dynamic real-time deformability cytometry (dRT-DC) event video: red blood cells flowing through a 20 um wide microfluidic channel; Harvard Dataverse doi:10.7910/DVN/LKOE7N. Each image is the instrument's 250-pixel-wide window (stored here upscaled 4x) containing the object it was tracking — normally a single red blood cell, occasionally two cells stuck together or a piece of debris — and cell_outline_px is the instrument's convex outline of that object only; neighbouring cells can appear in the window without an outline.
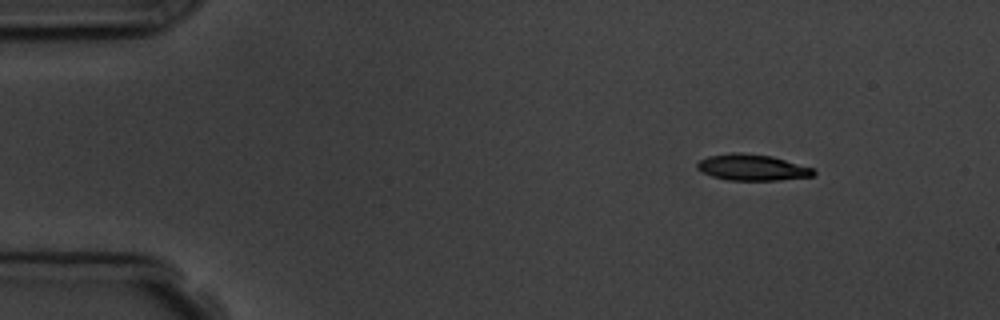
{"species": "common noctule bat (a hibernating species)", "species_latin": "Nyctalus noctula", "temperature_condition": "room temperature", "stored_images_in_passage": 9, "camera_frame_rate_fps": 3000, "um_per_image_px": 0.085, "animal": {"sex": "male", "body_mass_g": 19.5, "forearm_length_mm": 54.6}, "frame": {"image": 1, "passage_image": 1, "time_ms": 0.0, "image_size_px": [1000, 320], "cell_outline_px": [[816, 172], [812, 176], [780, 180], [728, 180], [712, 176], [696, 168], [696, 164], [700, 160], [708, 156], [732, 152], [736, 152], [772, 156], [812, 168]], "centroid_in_image_um": [63.91, 14.23], "position_along_channel_um": 21.1, "area_um2": 17.57}}
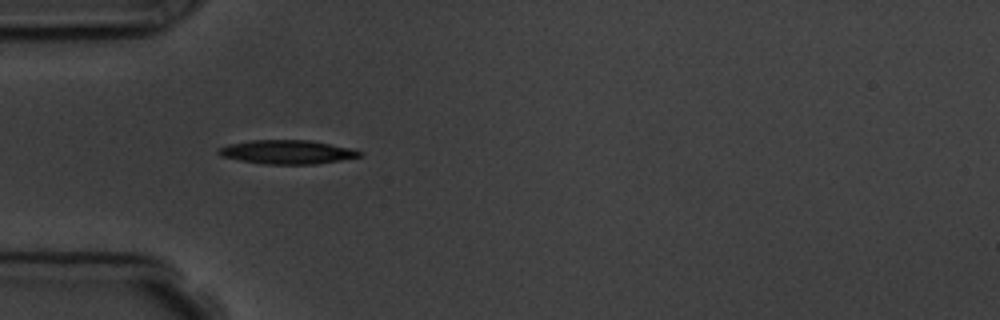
{"frame": {"image": 2, "passage_image": 4, "time_ms": 3.333, "image_size_px": [1000, 320], "cell_outline_px": [[364, 152], [360, 156], [340, 160], [316, 164], [264, 164], [240, 160], [220, 156], [216, 152], [216, 148], [228, 144], [252, 140], [308, 140], [352, 148]], "centroid_in_image_um": [24.37, 12.92], "position_along_channel_um": 60.6, "area_um2": 19.65}}
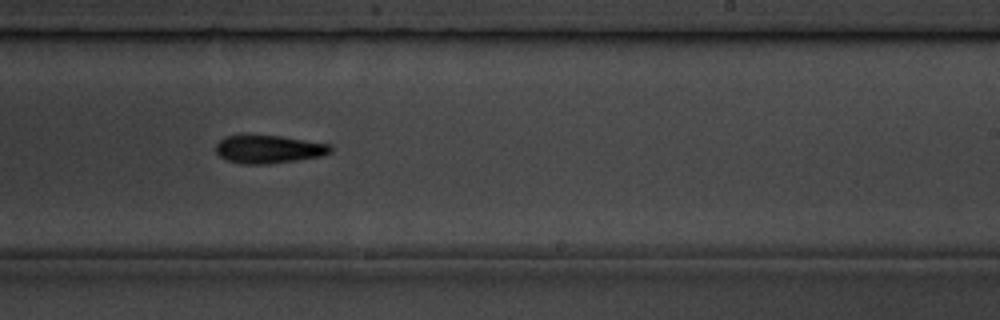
{"frame": {"image": 3, "passage_image": 9, "time_ms": 9.0, "image_size_px": [1000, 320], "cell_outline_px": [[332, 152], [320, 156], [296, 160], [268, 164], [240, 164], [228, 160], [220, 156], [216, 152], [216, 144], [224, 136], [244, 132], [280, 136], [332, 144]], "centroid_in_image_um": [22.79, 12.64], "position_along_channel_um": 266.2, "area_um2": 19.42}}